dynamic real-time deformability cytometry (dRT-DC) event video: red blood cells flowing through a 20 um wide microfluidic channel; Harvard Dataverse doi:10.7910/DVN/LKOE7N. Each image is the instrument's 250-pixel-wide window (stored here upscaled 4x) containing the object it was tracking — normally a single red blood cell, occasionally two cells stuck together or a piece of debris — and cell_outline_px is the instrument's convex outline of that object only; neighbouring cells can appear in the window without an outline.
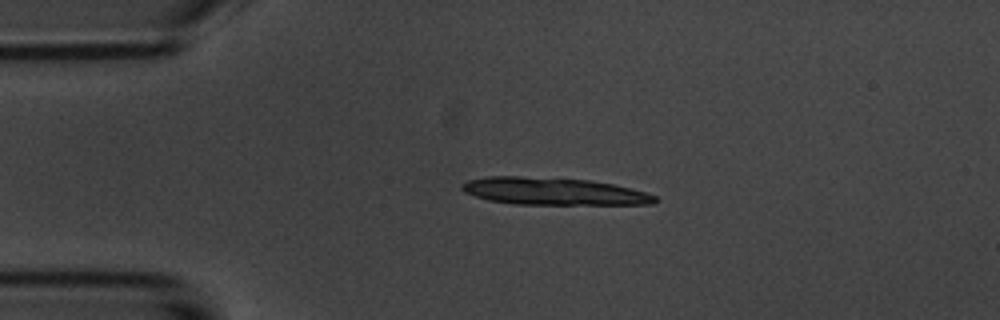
{"species": "common noctule bat (a hibernating species)", "species_latin": "Nyctalus noctula", "temperature_condition": "room temperature", "stored_images_in_passage": 3, "camera_frame_rate_fps": 3000, "um_per_image_px": 0.085, "animal": {"sex": "male", "body_mass_g": 20.1, "forearm_length_mm": 53.5}, "frame": {"image": 1, "passage_image": 1, "time_ms": 0.0, "image_size_px": [1000, 320], "cell_outline_px": [[660, 200], [652, 204], [512, 204], [488, 200], [464, 192], [460, 188], [460, 184], [468, 180], [488, 176], [520, 176], [588, 180], [612, 184], [644, 192], [656, 196]], "centroid_in_image_um": [47.0, 16.26], "position_along_channel_um": 38.0, "area_um2": 30.58}}